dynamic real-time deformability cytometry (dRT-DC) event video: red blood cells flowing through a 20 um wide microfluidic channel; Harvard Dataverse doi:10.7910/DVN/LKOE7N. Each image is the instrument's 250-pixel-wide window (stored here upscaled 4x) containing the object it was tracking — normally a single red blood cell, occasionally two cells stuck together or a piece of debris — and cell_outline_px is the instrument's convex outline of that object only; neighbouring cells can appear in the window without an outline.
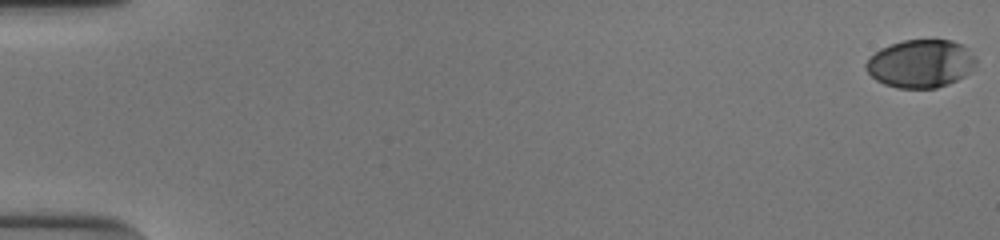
{"species": "human", "species_latin": "Homo sapiens", "temperature_condition": "cold", "stored_images_in_passage": 55, "camera_frame_rate_fps": 3000, "um_per_image_px": 0.085, "donor": {"sex": "male"}, "frame": {"image": 1, "passage_image": 1, "time_ms": 0.0, "image_size_px": [1000, 240], "cell_outline_px": [[976, 64], [964, 76], [948, 84], [936, 88], [896, 88], [884, 84], [876, 80], [864, 68], [864, 64], [880, 48], [904, 40], [952, 40], [968, 48], [976, 56]], "centroid_in_image_um": [78.26, 5.41], "position_along_channel_um": 6.7, "area_um2": 30.75}}
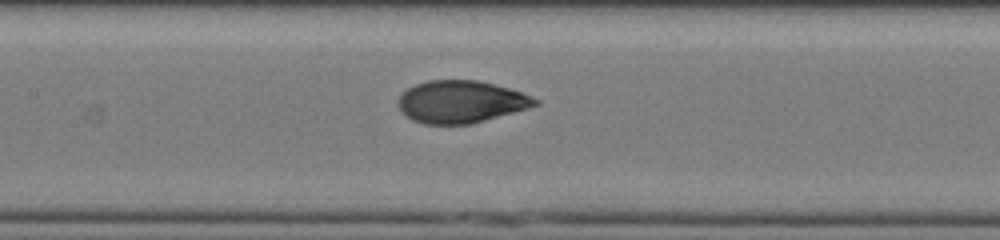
{"frame": {"image": 2, "passage_image": 28, "time_ms": 9.0, "image_size_px": [1000, 240], "cell_outline_px": [[540, 104], [528, 108], [468, 124], [424, 124], [412, 120], [400, 108], [400, 96], [408, 88], [416, 84], [428, 80], [476, 80], [508, 88], [532, 96], [540, 100]], "centroid_in_image_um": [39.2, 8.64], "position_along_channel_um": 168.2, "area_um2": 33.18}}
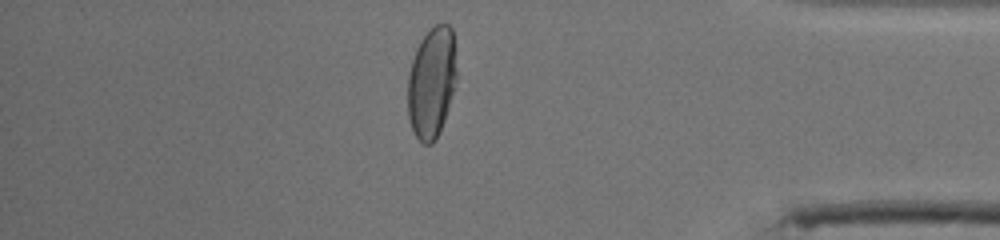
{"frame": {"image": 3, "passage_image": 48, "time_ms": 15.667, "image_size_px": [1000, 240], "cell_outline_px": [[456, 88], [440, 132], [436, 140], [432, 144], [424, 144], [412, 132], [408, 116], [408, 76], [412, 60], [416, 48], [420, 40], [436, 24], [448, 24], [452, 28], [456, 72]], "centroid_in_image_um": [36.69, 7.06], "position_along_channel_um": 398.5, "area_um2": 31.85}, "authors_computed_cell_mechanics": {"area_um2": 33.7552, "velocity_mm_per_s": 3.8547, "shape_relaxation_time_tau1_ms": 5.0037, "shape_relaxation_time_tau2_ms": null, "deformation_change_tau1": 0.1997, "deformation_change_tau2": null}}